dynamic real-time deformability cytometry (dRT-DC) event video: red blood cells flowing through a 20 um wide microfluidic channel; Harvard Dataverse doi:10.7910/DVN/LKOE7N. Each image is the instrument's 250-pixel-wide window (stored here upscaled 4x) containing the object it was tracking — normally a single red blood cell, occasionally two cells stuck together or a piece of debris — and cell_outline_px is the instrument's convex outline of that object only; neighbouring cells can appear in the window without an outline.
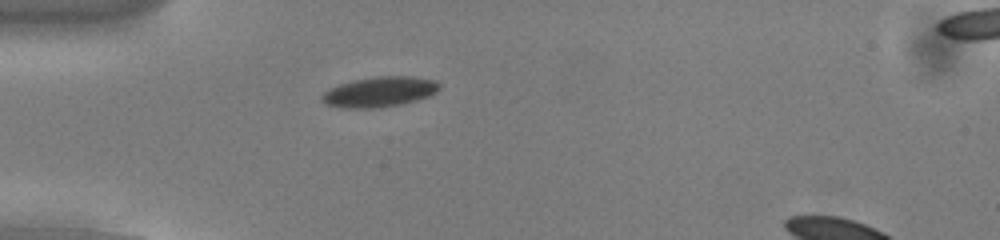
{"species": "common noctule bat (a hibernating species)", "species_latin": "Nyctalus noctula", "temperature_condition": "cold", "stored_images_in_passage": 52, "camera_frame_rate_fps": 3000, "um_per_image_px": 0.085, "animal": {"sex": "male", "body_mass_g": 13.0, "forearm_length_mm": 53.1}, "frame": {"image": 1, "passage_image": 14, "time_ms": 4.333, "image_size_px": [1000, 240], "cell_outline_px": [[440, 88], [436, 92], [428, 96], [416, 100], [400, 104], [380, 108], [340, 108], [324, 104], [320, 100], [320, 96], [324, 92], [340, 84], [352, 80], [376, 76], [412, 76], [436, 80], [440, 84]], "centroid_in_image_um": [32.24, 7.81], "position_along_channel_um": 52.8, "area_um2": 20.87}}
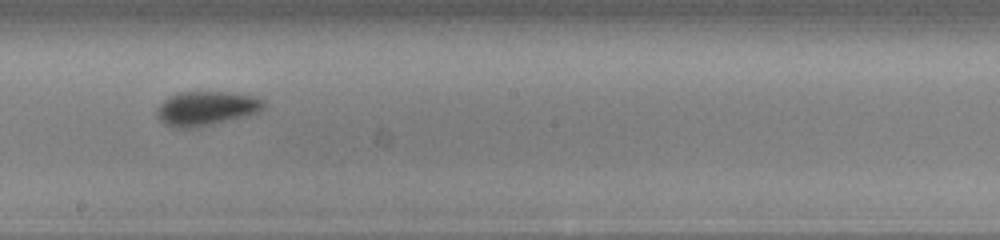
{"frame": {"image": 2, "passage_image": 29, "time_ms": 9.333, "image_size_px": [1000, 240], "cell_outline_px": [[268, 104], [264, 108], [248, 116], [196, 128], [176, 128], [164, 124], [156, 116], [156, 108], [168, 96], [176, 92], [236, 92], [252, 96], [264, 100]], "centroid_in_image_um": [17.53, 9.21], "position_along_channel_um": 230.7, "area_um2": 21.73}}
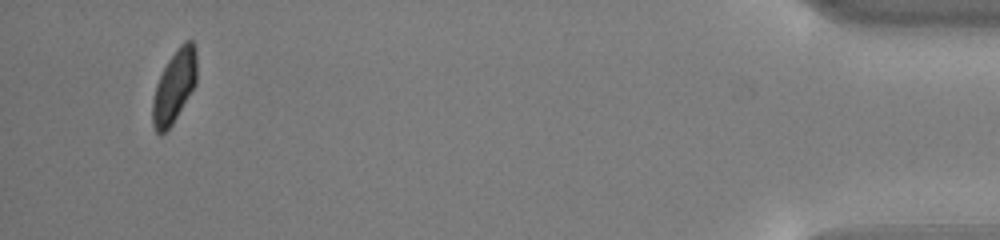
{"frame": {"image": 3, "passage_image": 50, "time_ms": 16.333, "image_size_px": [1000, 240], "cell_outline_px": [[196, 84], [172, 124], [160, 136], [156, 132], [152, 124], [152, 100], [156, 84], [168, 60], [176, 48], [184, 40], [192, 40], [196, 48]], "centroid_in_image_um": [14.81, 7.33], "position_along_channel_um": 420.4, "area_um2": 18.73}, "authors_computed_cell_mechanics": {"area_um2": 20.0566, "velocity_mm_per_s": 3.7907, "shape_relaxation_time_tau1_ms": 3.2372, "shape_relaxation_time_tau2_ms": null, "deformation_change_tau1": 0.0753, "deformation_change_tau2": null}}